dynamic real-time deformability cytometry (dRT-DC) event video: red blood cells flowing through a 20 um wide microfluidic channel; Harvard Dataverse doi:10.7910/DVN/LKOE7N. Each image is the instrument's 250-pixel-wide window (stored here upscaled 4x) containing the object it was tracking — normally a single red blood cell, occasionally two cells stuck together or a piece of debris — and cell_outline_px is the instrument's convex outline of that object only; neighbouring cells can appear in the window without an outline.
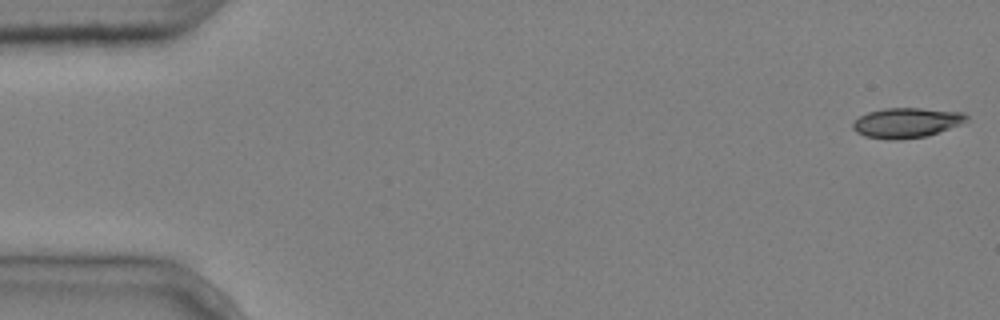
{"species": "common noctule bat (a hibernating species)", "species_latin": "Nyctalus noctula", "temperature_condition": "cold", "stored_images_in_passage": 5, "camera_frame_rate_fps": 3000, "um_per_image_px": 0.085, "animal": {"sex": "male", "body_mass_g": 20.4}, "frame": {"image": 1, "passage_image": 1, "time_ms": 0.0, "image_size_px": [1000, 320], "cell_outline_px": [[968, 120], [960, 124], [928, 136], [900, 140], [888, 140], [864, 136], [856, 132], [852, 128], [852, 124], [860, 116], [868, 112], [884, 108], [920, 108], [964, 112], [968, 116]], "centroid_in_image_um": [77.05, 10.44], "position_along_channel_um": 8.0, "area_um2": 20.0}}